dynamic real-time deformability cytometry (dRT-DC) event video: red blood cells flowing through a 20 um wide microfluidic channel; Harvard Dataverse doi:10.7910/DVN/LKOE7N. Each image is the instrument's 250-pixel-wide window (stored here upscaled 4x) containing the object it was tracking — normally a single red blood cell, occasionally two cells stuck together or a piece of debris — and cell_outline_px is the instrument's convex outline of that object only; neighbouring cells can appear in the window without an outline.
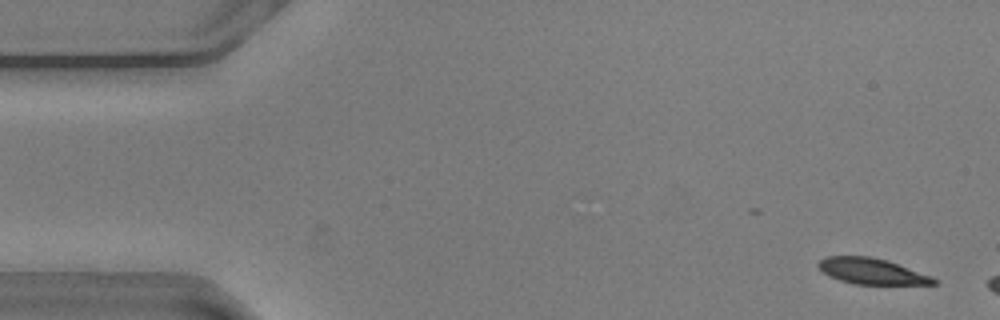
{"species": "common noctule bat (a hibernating species)", "species_latin": "Nyctalus noctula", "temperature_condition": "warm", "stored_images_in_passage": 46, "camera_frame_rate_fps": 3000, "um_per_image_px": 0.085, "animal": {"sex": "male", "body_mass_g": 20.5, "forearm_length_mm": 52.5}, "frame": {"image": 1, "passage_image": 2, "time_ms": 0.333, "image_size_px": [1000, 320], "cell_outline_px": [[940, 284], [856, 284], [840, 280], [828, 276], [816, 264], [824, 256], [872, 256], [888, 260], [932, 276], [940, 280]], "centroid_in_image_um": [74.14, 23.05], "position_along_channel_um": 10.9, "area_um2": 17.57}}
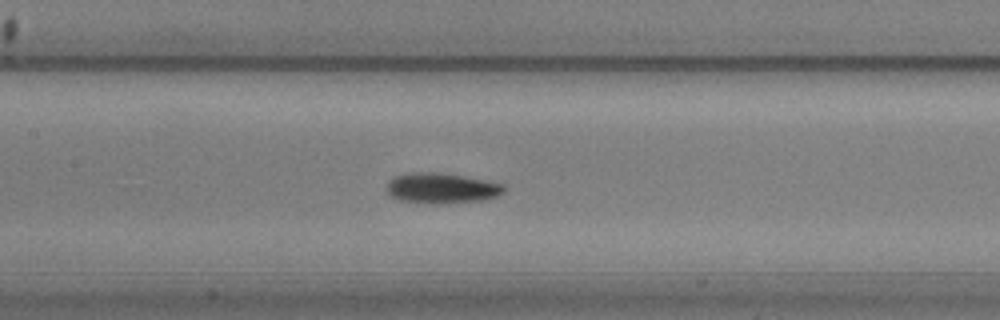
{"frame": {"image": 2, "passage_image": 25, "time_ms": 8.0, "image_size_px": [1000, 320], "cell_outline_px": [[504, 192], [496, 196], [484, 200], [436, 204], [432, 204], [400, 200], [392, 196], [388, 192], [388, 180], [392, 176], [408, 172], [440, 172], [464, 176], [504, 184]], "centroid_in_image_um": [37.51, 15.98], "position_along_channel_um": 169.9, "area_um2": 20.87}}
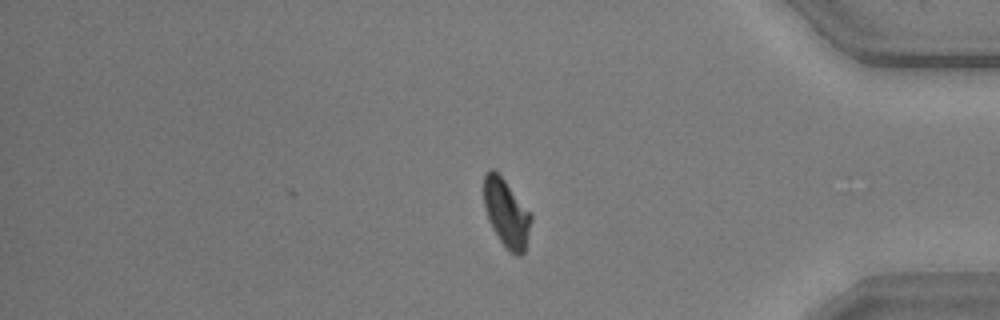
{"frame": {"image": 3, "passage_image": 46, "time_ms": 15.0, "image_size_px": [1000, 320], "cell_outline_px": [[532, 220], [524, 252], [520, 256], [516, 256], [508, 252], [492, 228], [488, 220], [484, 208], [484, 172], [492, 168], [504, 180], [532, 212]], "centroid_in_image_um": [43.05, 18.13], "position_along_channel_um": 392.1, "area_um2": 18.9}, "authors_computed_cell_mechanics": {"area_um2": 19.2763, "velocity_mm_per_s": 3.5829, "shape_relaxation_time_tau1_ms": 3.0059, "shape_relaxation_time_tau2_ms": 1.9479, "deformation_change_tau1": 0.1317, "deformation_change_tau2": 0.0586}}